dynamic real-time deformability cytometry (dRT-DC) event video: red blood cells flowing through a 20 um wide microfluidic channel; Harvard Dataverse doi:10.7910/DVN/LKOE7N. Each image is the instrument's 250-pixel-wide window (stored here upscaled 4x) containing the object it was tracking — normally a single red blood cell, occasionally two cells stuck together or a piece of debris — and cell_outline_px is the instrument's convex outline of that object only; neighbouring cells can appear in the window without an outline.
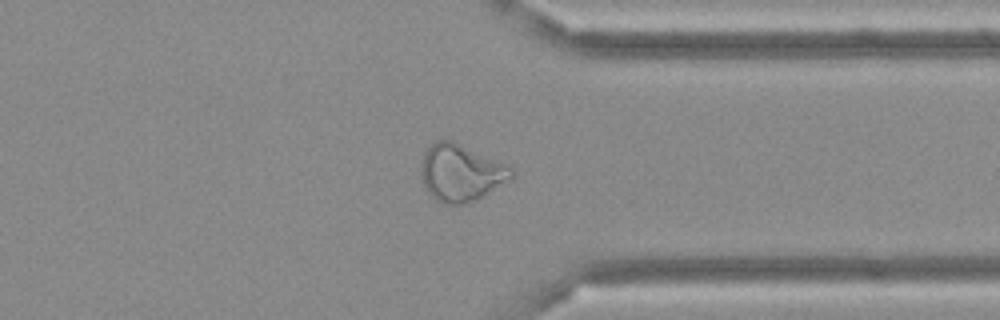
{"species": "Egyptian fruit bat (a non-hibernating species)", "species_latin": "Rousettus aegyptiacus", "temperature_condition": "cold", "stored_images_in_passage": 47, "camera_frame_rate_fps": 3000, "um_per_image_px": 0.085, "frame": {"image": 1, "passage_image": 36, "time_ms": 11.667, "image_size_px": [1000, 320], "cell_outline_px": [[512, 180], [476, 200], [468, 204], [444, 204], [436, 200], [424, 188], [420, 172], [420, 168], [424, 152], [436, 140], [452, 140], [508, 164], [512, 168]], "centroid_in_image_um": [39.18, 14.7], "position_along_channel_um": 372.2, "area_um2": 30.4}}
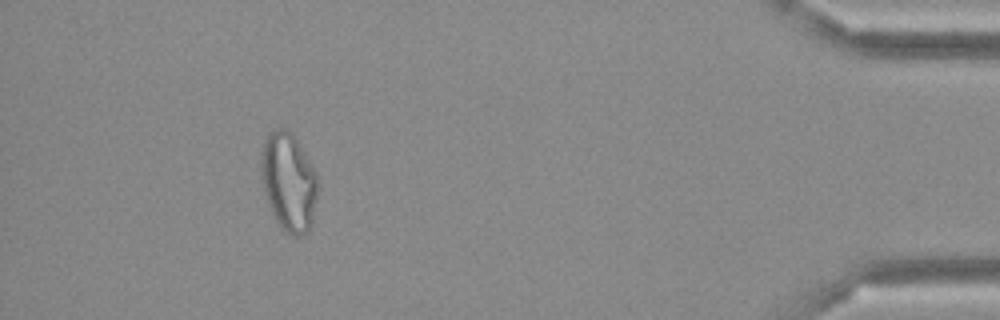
{"frame": {"image": 2, "passage_image": 43, "time_ms": 14.0, "image_size_px": [1000, 320], "cell_outline_px": [[316, 200], [312, 220], [308, 232], [300, 236], [292, 236], [284, 232], [276, 220], [272, 212], [264, 192], [260, 168], [260, 152], [264, 140], [268, 132], [276, 128], [284, 128], [292, 132], [316, 172]], "centroid_in_image_um": [24.5, 15.44], "position_along_channel_um": 410.7, "area_um2": 32.54}}